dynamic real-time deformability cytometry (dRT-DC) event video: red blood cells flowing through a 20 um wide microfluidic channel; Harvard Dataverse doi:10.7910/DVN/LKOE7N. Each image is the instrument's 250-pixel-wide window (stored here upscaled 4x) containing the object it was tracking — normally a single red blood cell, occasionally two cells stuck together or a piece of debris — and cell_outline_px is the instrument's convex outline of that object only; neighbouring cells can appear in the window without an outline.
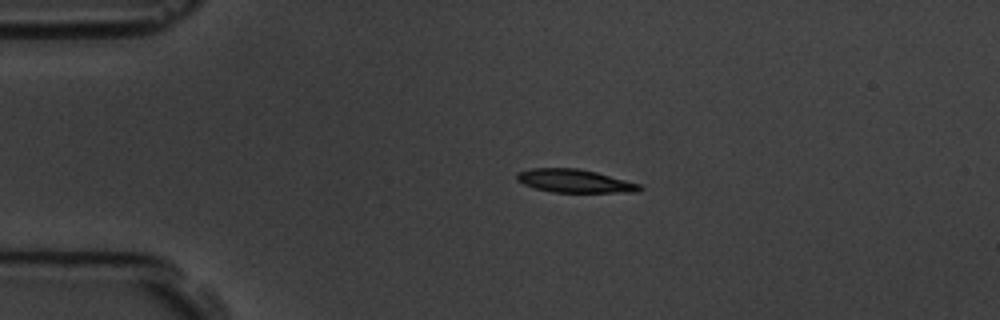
{"species": "common noctule bat (a hibernating species)", "species_latin": "Nyctalus noctula", "temperature_condition": "room temperature", "stored_images_in_passage": 4, "camera_frame_rate_fps": 3000, "um_per_image_px": 0.085, "animal": {"sex": "male", "body_mass_g": 19.5, "forearm_length_mm": 54.6}, "frame": {"image": 1, "passage_image": 3, "time_ms": 2.333, "image_size_px": [1000, 320], "cell_outline_px": [[644, 188], [636, 192], [552, 192], [536, 188], [524, 184], [516, 180], [516, 172], [532, 168], [576, 168], [596, 172], [640, 184]], "centroid_in_image_um": [48.82, 15.38], "position_along_channel_um": 36.2, "area_um2": 16.53}}